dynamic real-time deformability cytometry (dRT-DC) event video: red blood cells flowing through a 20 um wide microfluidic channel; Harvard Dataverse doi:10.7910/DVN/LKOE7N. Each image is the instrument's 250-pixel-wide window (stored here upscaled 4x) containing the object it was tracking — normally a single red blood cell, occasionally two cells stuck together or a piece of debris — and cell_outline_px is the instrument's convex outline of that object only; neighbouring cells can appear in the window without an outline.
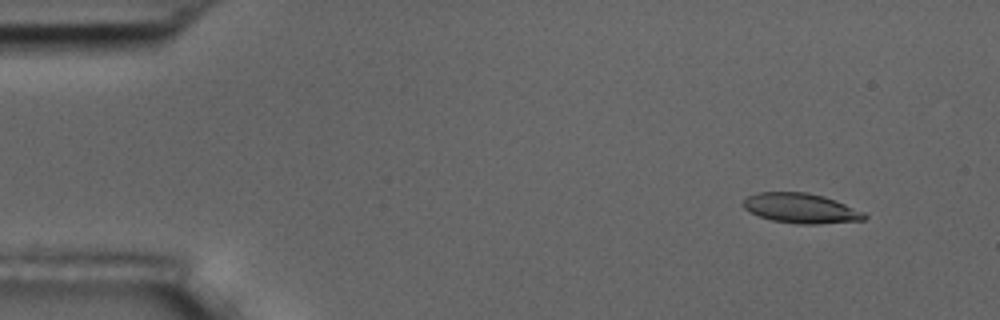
{"species": "common noctule bat (a hibernating species)", "species_latin": "Nyctalus noctula", "temperature_condition": "room temperature", "stored_images_in_passage": 5, "camera_frame_rate_fps": 3000, "um_per_image_px": 0.085, "animal": {"sex": "male", "body_mass_g": 17.5, "forearm_length_mm": 52.3}, "frame": {"image": 1, "passage_image": 2, "time_ms": 1.333, "image_size_px": [1000, 320], "cell_outline_px": [[868, 216], [864, 220], [816, 224], [796, 224], [772, 220], [760, 216], [744, 208], [740, 204], [748, 196], [756, 192], [808, 192], [824, 196], [864, 212]], "centroid_in_image_um": [68.06, 17.7], "position_along_channel_um": 16.9, "area_um2": 21.04}}
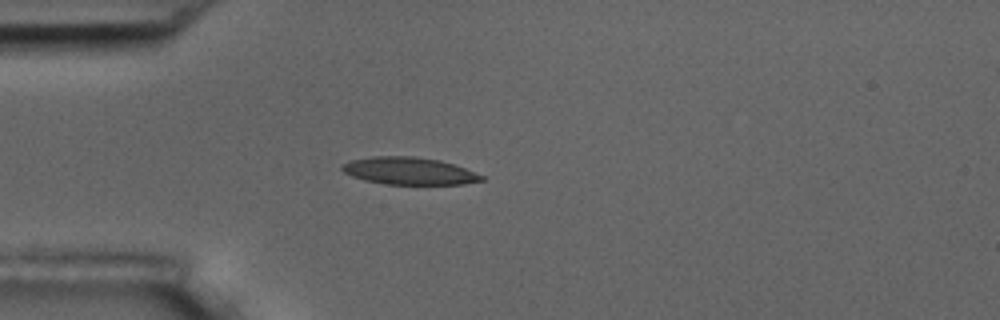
{"frame": {"image": 2, "passage_image": 5, "time_ms": 4.667, "image_size_px": [1000, 320], "cell_outline_px": [[484, 180], [464, 184], [384, 184], [364, 180], [352, 176], [344, 172], [340, 168], [340, 164], [352, 160], [372, 156], [412, 156], [440, 160], [464, 168], [484, 176]], "centroid_in_image_um": [34.74, 14.53], "position_along_channel_um": 50.3, "area_um2": 22.14}}